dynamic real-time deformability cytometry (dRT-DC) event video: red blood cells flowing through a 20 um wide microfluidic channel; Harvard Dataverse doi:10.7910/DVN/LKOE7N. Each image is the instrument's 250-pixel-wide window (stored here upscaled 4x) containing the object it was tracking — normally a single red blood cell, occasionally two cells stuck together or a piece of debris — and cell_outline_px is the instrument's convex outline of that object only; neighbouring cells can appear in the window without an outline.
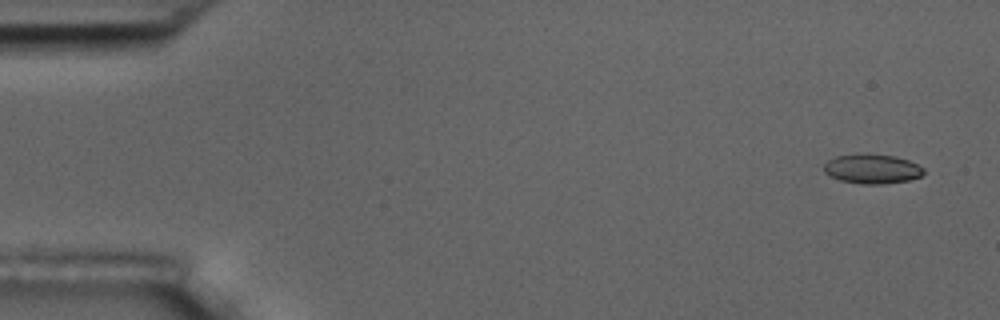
{"species": "common noctule bat (a hibernating species)", "species_latin": "Nyctalus noctula", "temperature_condition": "room temperature", "stored_images_in_passage": 5, "camera_frame_rate_fps": 3000, "um_per_image_px": 0.085, "animal": {"sex": "male", "body_mass_g": 17.5, "forearm_length_mm": 52.3}, "frame": {"image": 1, "passage_image": 1, "time_ms": 0.0, "image_size_px": [1000, 320], "cell_outline_px": [[924, 172], [920, 176], [908, 180], [880, 184], [860, 184], [840, 180], [828, 176], [824, 172], [824, 164], [828, 160], [836, 156], [860, 152], [868, 152], [896, 156], [908, 160], [924, 168]], "centroid_in_image_um": [74.08, 14.32], "position_along_channel_um": 10.9, "area_um2": 17.51}}
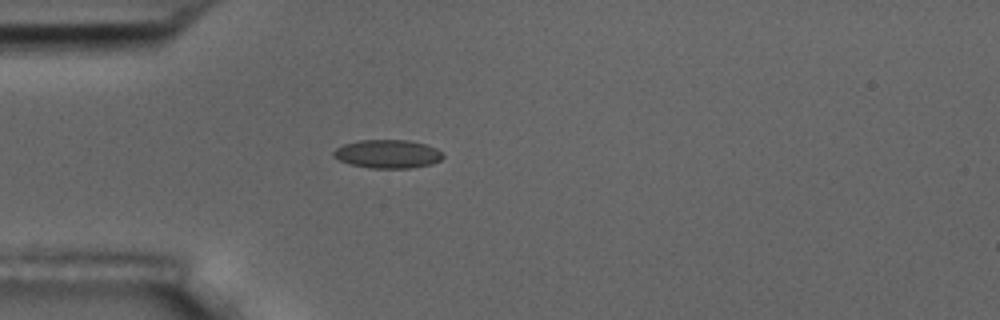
{"frame": {"image": 2, "passage_image": 5, "time_ms": 4.333, "image_size_px": [1000, 320], "cell_outline_px": [[444, 156], [440, 160], [432, 164], [408, 168], [372, 168], [352, 164], [340, 160], [332, 156], [332, 152], [336, 148], [344, 144], [360, 140], [408, 140], [424, 144], [436, 148], [444, 152]], "centroid_in_image_um": [32.97, 13.08], "position_along_channel_um": 52.0, "area_um2": 18.09}}